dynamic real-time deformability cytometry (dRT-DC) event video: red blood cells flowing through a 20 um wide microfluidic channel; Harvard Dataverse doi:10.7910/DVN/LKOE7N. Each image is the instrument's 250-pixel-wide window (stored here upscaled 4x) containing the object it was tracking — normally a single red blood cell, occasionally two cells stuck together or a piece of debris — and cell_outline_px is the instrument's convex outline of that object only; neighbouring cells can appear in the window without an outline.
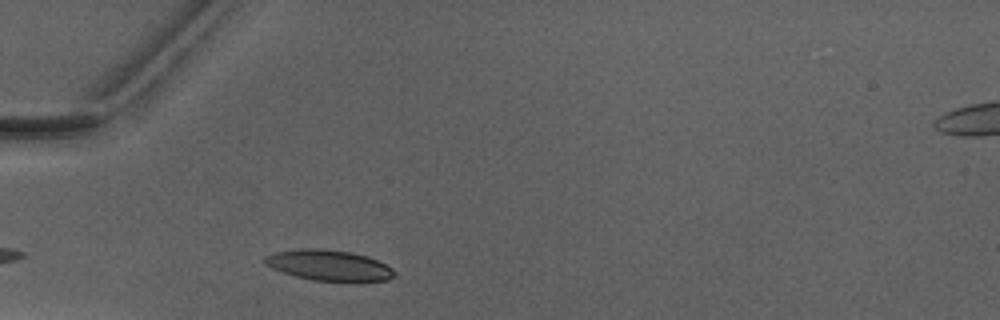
{"species": "Egyptian fruit bat (a non-hibernating species)", "species_latin": "Rousettus aegyptiacus", "temperature_condition": "warm", "stored_images_in_passage": 2, "camera_frame_rate_fps": 3000, "um_per_image_px": 0.085, "animal": {"sex": "male"}, "frame": {"image": 1, "passage_image": 2, "time_ms": 1.333, "image_size_px": [1000, 320], "cell_outline_px": [[396, 276], [388, 280], [356, 284], [348, 284], [312, 280], [296, 276], [272, 268], [264, 264], [264, 256], [272, 252], [304, 248], [316, 248], [352, 252], [376, 260], [392, 268], [396, 272]], "centroid_in_image_um": [28.01, 22.6], "position_along_channel_um": 57.0, "area_um2": 23.99}}